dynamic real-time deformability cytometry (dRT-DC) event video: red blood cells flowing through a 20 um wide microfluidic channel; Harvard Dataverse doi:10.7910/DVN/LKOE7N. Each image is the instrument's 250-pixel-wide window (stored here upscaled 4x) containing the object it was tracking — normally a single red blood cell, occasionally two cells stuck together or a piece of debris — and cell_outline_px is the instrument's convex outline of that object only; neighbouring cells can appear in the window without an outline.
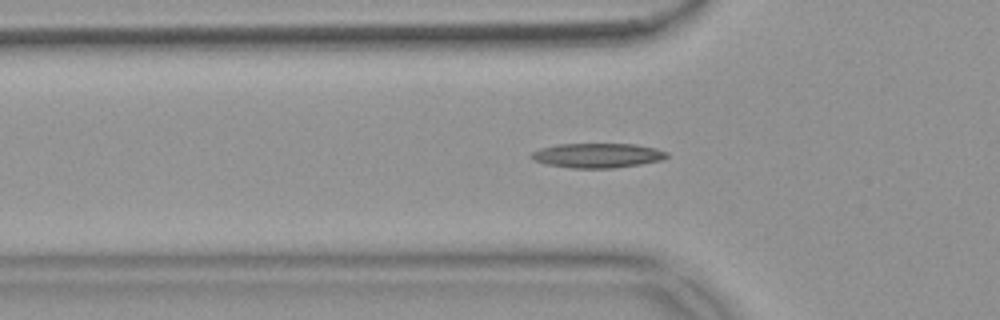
{"species": "common noctule bat (a hibernating species)", "species_latin": "Nyctalus noctula", "temperature_condition": "warm", "stored_images_in_passage": 50, "camera_frame_rate_fps": 3000, "um_per_image_px": 0.085, "animal": {"sex": "female", "body_mass_g": 18.4}, "frame": {"image": 1, "passage_image": 17, "time_ms": 5.333, "image_size_px": [1000, 320], "cell_outline_px": [[668, 156], [660, 160], [640, 164], [616, 168], [572, 168], [548, 164], [532, 160], [528, 156], [532, 152], [540, 148], [556, 144], [636, 144], [656, 148], [668, 152]], "centroid_in_image_um": [50.76, 13.21], "position_along_channel_um": 75.0, "area_um2": 19.48}}
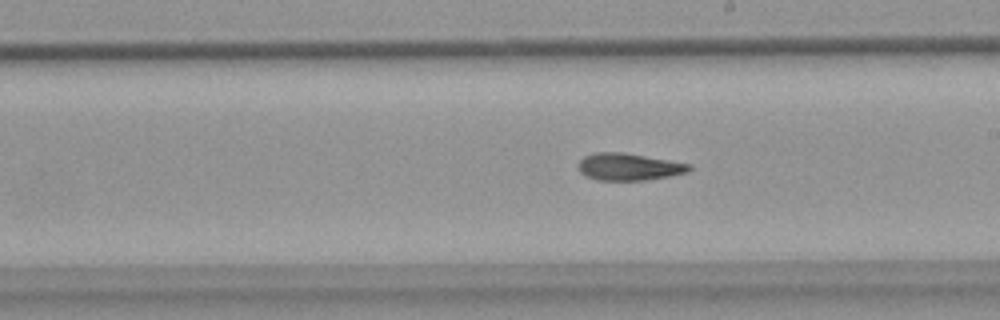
{"frame": {"image": 2, "passage_image": 30, "time_ms": 9.667, "image_size_px": [1000, 320], "cell_outline_px": [[692, 168], [688, 172], [668, 176], [644, 180], [596, 180], [584, 176], [580, 172], [580, 160], [584, 156], [592, 152], [624, 152], [692, 164]], "centroid_in_image_um": [53.45, 14.17], "position_along_channel_um": 235.6, "area_um2": 17.57}}
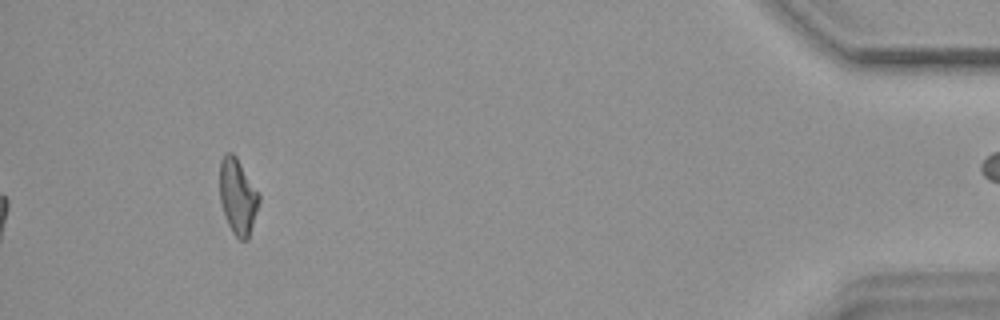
{"frame": {"image": 3, "passage_image": 50, "time_ms": 16.333, "image_size_px": [1000, 320], "cell_outline_px": [[260, 200], [248, 240], [240, 240], [232, 232], [228, 224], [220, 200], [220, 160], [224, 152], [232, 152], [236, 156], [260, 196]], "centroid_in_image_um": [20.2, 16.69], "position_along_channel_um": 415.0, "area_um2": 17.17}, "authors_computed_cell_mechanics": {"area_um2": 17.6868, "velocity_mm_per_s": 3.7092, "shape_relaxation_time_tau1_ms": null, "shape_relaxation_time_tau2_ms": 7.511, "deformation_change_tau1": null, "deformation_change_tau2": 0.162}}